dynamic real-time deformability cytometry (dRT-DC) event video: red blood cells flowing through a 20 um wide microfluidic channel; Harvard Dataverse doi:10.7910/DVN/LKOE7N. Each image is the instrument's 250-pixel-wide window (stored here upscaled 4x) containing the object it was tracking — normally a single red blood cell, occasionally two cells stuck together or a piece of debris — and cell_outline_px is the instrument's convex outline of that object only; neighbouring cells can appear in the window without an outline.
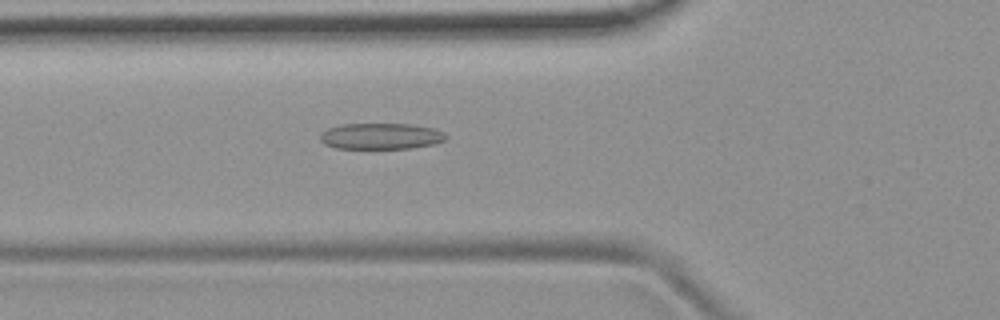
{"species": "common noctule bat (a hibernating species)", "species_latin": "Nyctalus noctula", "temperature_condition": "room temperature", "stored_images_in_passage": 48, "camera_frame_rate_fps": 3000, "um_per_image_px": 0.085, "animal": {"sex": "female", "body_mass_g": 19.9}, "frame": {"image": 1, "passage_image": 14, "time_ms": 4.333, "image_size_px": [1000, 320], "cell_outline_px": [[448, 136], [444, 140], [436, 144], [412, 148], [336, 148], [324, 144], [320, 140], [320, 132], [328, 128], [340, 124], [412, 124], [436, 128], [444, 132]], "centroid_in_image_um": [32.4, 11.57], "position_along_channel_um": 93.4, "area_um2": 19.36}}
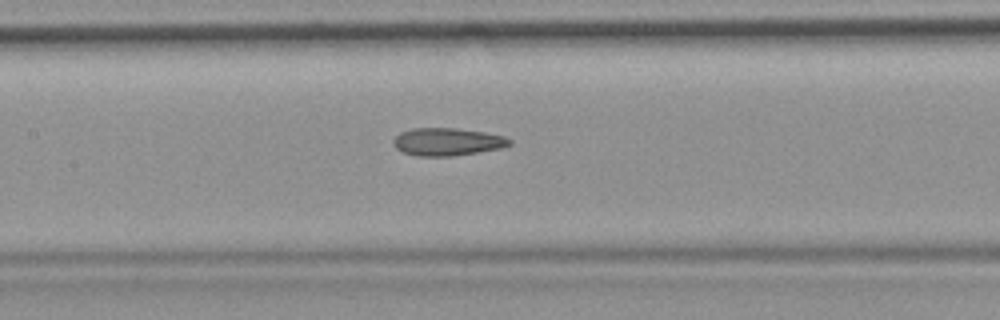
{"frame": {"image": 2, "passage_image": 20, "time_ms": 6.333, "image_size_px": [1000, 320], "cell_outline_px": [[512, 144], [500, 148], [452, 156], [416, 156], [404, 152], [396, 148], [392, 144], [392, 140], [400, 132], [412, 128], [456, 128], [484, 132], [504, 136], [512, 140]], "centroid_in_image_um": [38.0, 12.04], "position_along_channel_um": 169.4, "area_um2": 18.73}}
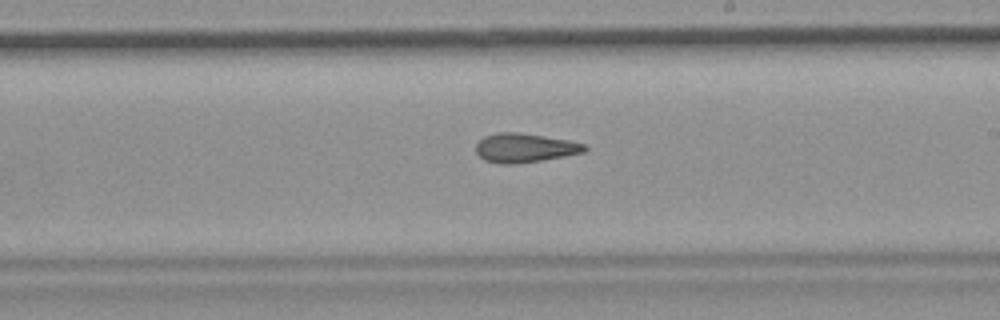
{"frame": {"image": 3, "passage_image": 26, "time_ms": 8.333, "image_size_px": [1000, 320], "cell_outline_px": [[588, 148], [584, 152], [564, 156], [540, 160], [512, 164], [500, 164], [484, 160], [476, 152], [476, 144], [484, 136], [496, 132], [520, 132], [568, 140], [584, 144]], "centroid_in_image_um": [44.57, 12.56], "position_along_channel_um": 244.4, "area_um2": 18.32}, "authors_computed_cell_mechanics": {"area_um2": 18.8139, "velocity_mm_per_s": 3.7801, "shape_relaxation_time_tau1_ms": null, "shape_relaxation_time_tau2_ms": 3.6484, "deformation_change_tau1": null, "deformation_change_tau2": 0.1395}}